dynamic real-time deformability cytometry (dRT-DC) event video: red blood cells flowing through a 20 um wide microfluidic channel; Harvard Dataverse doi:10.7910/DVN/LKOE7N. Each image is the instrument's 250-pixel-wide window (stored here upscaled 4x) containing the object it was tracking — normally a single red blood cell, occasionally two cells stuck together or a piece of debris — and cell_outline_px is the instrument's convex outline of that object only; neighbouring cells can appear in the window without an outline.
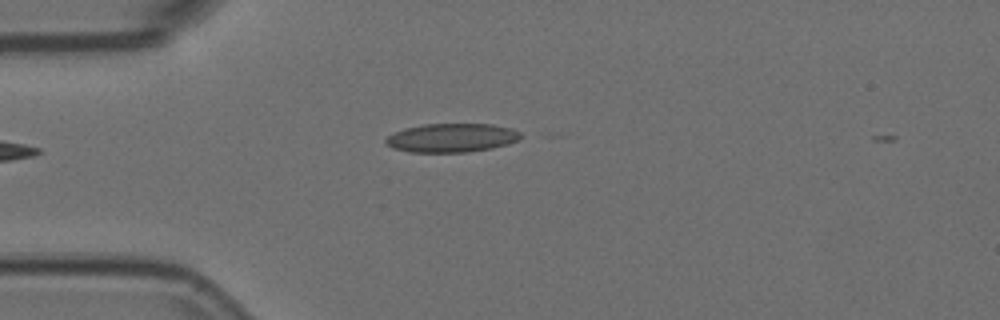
{"species": "Egyptian fruit bat (a non-hibernating species)", "species_latin": "Rousettus aegyptiacus", "temperature_condition": "room temperature", "stored_images_in_passage": 2, "camera_frame_rate_fps": 3000, "um_per_image_px": 0.085, "animal": {"sex": "female"}, "frame": {"image": 1, "passage_image": 1, "time_ms": 0.0, "image_size_px": [1000, 320], "cell_outline_px": [[520, 140], [508, 144], [492, 148], [468, 152], [408, 152], [392, 148], [384, 144], [384, 140], [388, 136], [404, 128], [424, 124], [492, 124], [512, 128], [520, 132]], "centroid_in_image_um": [38.38, 11.72], "position_along_channel_um": 46.6, "area_um2": 22.77}}